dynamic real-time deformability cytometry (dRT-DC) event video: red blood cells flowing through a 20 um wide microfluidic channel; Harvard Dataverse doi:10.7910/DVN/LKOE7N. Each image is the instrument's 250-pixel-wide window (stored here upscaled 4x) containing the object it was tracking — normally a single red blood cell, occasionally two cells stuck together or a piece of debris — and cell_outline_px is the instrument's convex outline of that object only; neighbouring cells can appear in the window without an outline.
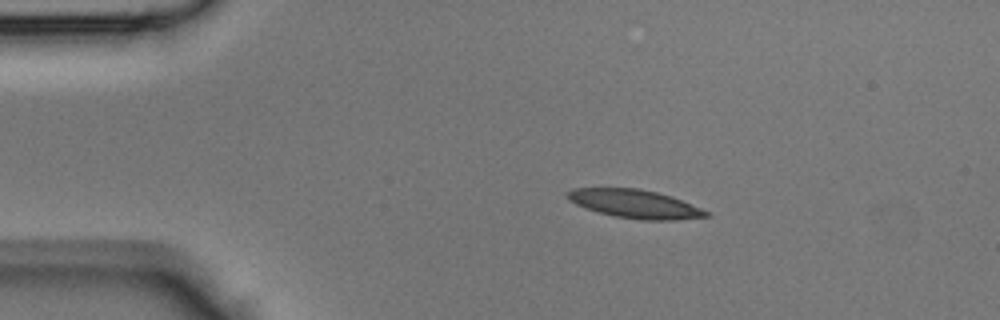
{"species": "Egyptian fruit bat (a non-hibernating species)", "species_latin": "Rousettus aegyptiacus", "temperature_condition": "room temperature", "stored_images_in_passage": 37, "camera_frame_rate_fps": 3000, "um_per_image_px": 0.085, "animal": {"sex": "male"}, "frame": {"image": 1, "passage_image": 1, "time_ms": 0.0, "image_size_px": [1000, 320], "cell_outline_px": [[712, 216], [676, 220], [644, 220], [616, 216], [584, 208], [568, 200], [564, 196], [564, 192], [572, 188], [640, 188], [672, 196], [712, 212]], "centroid_in_image_um": [53.98, 17.32], "position_along_channel_um": 31.0, "area_um2": 23.29}}
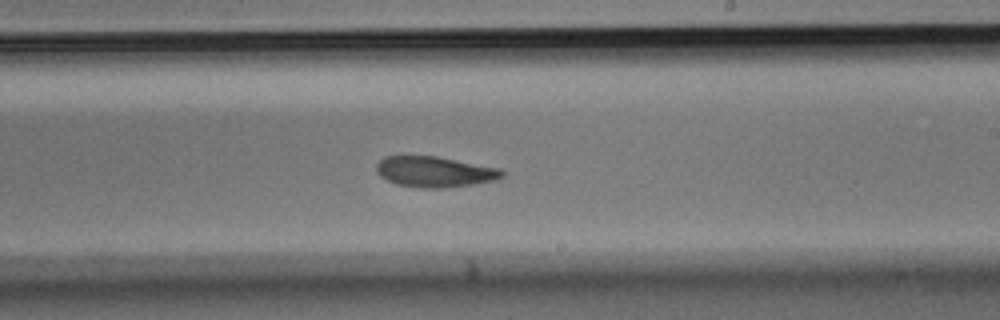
{"frame": {"image": 2, "passage_image": 19, "time_ms": 6.0, "image_size_px": [1000, 320], "cell_outline_px": [[504, 176], [496, 180], [472, 184], [440, 188], [420, 188], [396, 184], [380, 176], [376, 172], [376, 164], [384, 156], [436, 156], [500, 168], [504, 172]], "centroid_in_image_um": [36.93, 14.6], "position_along_channel_um": 252.1, "area_um2": 22.43}}
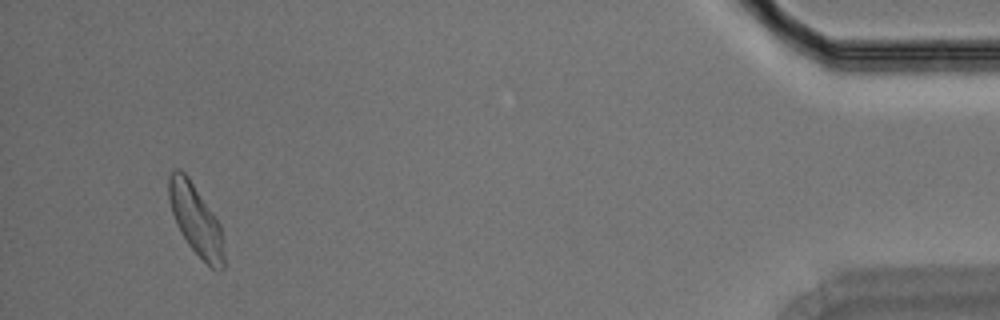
{"frame": {"image": 3, "passage_image": 35, "time_ms": 11.333, "image_size_px": [1000, 320], "cell_outline_px": [[224, 268], [212, 268], [188, 244], [180, 232], [176, 224], [172, 212], [168, 196], [168, 176], [172, 168], [180, 168], [188, 176], [220, 224], [224, 256]], "centroid_in_image_um": [16.6, 18.62], "position_along_channel_um": 418.6, "area_um2": 22.37}}